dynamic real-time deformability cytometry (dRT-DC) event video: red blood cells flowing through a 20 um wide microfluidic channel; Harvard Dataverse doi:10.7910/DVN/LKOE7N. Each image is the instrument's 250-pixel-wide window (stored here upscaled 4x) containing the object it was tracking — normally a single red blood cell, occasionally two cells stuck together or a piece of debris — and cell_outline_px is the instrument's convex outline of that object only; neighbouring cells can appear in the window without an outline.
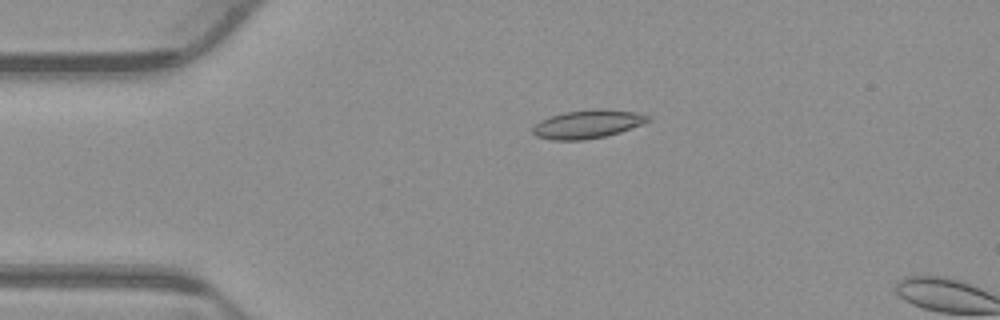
{"species": "common noctule bat (a hibernating species)", "species_latin": "Nyctalus noctula", "temperature_condition": "warm", "stored_images_in_passage": 4, "camera_frame_rate_fps": 3000, "um_per_image_px": 0.085, "animal": {"sex": "male", "body_mass_g": 23.1, "forearm_length_mm": 52.7}, "frame": {"image": 1, "passage_image": 2, "time_ms": 0.333, "image_size_px": [1000, 320], "cell_outline_px": [[652, 120], [620, 132], [604, 136], [584, 140], [552, 140], [536, 136], [532, 132], [532, 128], [540, 120], [564, 112], [592, 108], [604, 108], [636, 112], [652, 116]], "centroid_in_image_um": [49.97, 10.53], "position_along_channel_um": 35.0, "area_um2": 19.25}}